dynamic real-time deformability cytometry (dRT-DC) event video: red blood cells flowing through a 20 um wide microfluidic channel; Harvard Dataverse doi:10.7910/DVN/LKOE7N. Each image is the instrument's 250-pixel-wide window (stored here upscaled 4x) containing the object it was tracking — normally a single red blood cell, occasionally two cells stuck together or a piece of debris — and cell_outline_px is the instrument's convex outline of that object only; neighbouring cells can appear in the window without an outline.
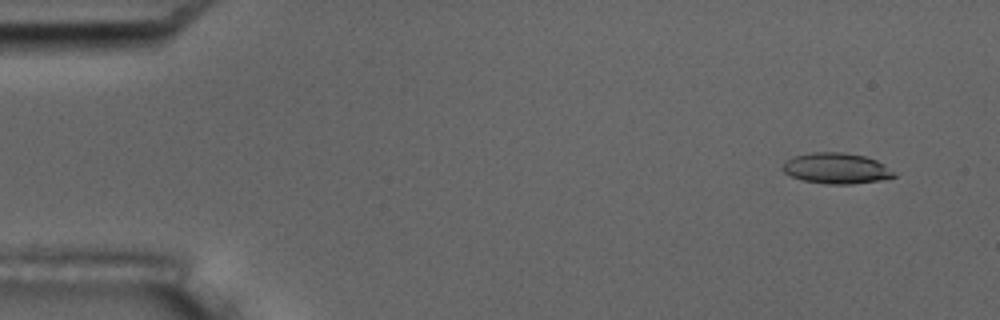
{"species": "common noctule bat (a hibernating species)", "species_latin": "Nyctalus noctula", "temperature_condition": "room temperature", "stored_images_in_passage": 11, "camera_frame_rate_fps": 3000, "um_per_image_px": 0.085, "animal": {"sex": "male", "body_mass_g": 17.5, "forearm_length_mm": 52.3}, "frame": {"image": 1, "passage_image": 2, "time_ms": 1.0, "image_size_px": [1000, 320], "cell_outline_px": [[896, 176], [880, 180], [852, 184], [828, 184], [804, 180], [792, 176], [784, 172], [784, 164], [792, 156], [812, 152], [844, 152], [864, 156], [876, 160], [892, 172]], "centroid_in_image_um": [71.07, 14.3], "position_along_channel_um": 13.9, "area_um2": 19.54}}
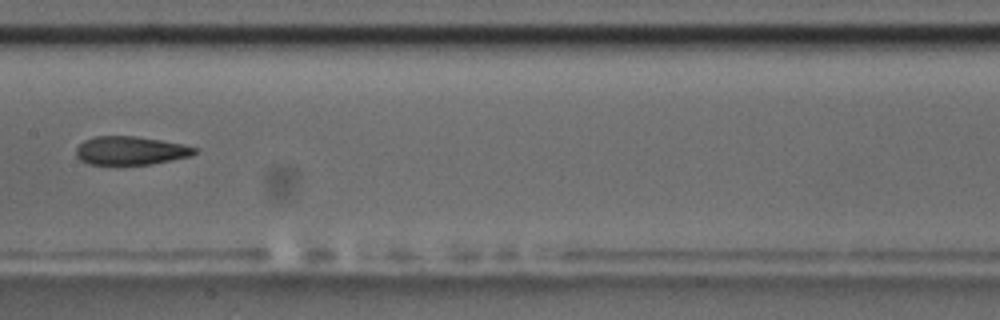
{"frame": {"image": 2, "passage_image": 8, "time_ms": 9.0, "image_size_px": [1000, 320], "cell_outline_px": [[200, 148], [192, 156], [172, 160], [148, 164], [88, 164], [80, 160], [76, 156], [76, 148], [84, 140], [96, 136], [136, 136], [184, 144]], "centroid_in_image_um": [11.12, 12.79], "position_along_channel_um": 196.3, "area_um2": 19.71}}